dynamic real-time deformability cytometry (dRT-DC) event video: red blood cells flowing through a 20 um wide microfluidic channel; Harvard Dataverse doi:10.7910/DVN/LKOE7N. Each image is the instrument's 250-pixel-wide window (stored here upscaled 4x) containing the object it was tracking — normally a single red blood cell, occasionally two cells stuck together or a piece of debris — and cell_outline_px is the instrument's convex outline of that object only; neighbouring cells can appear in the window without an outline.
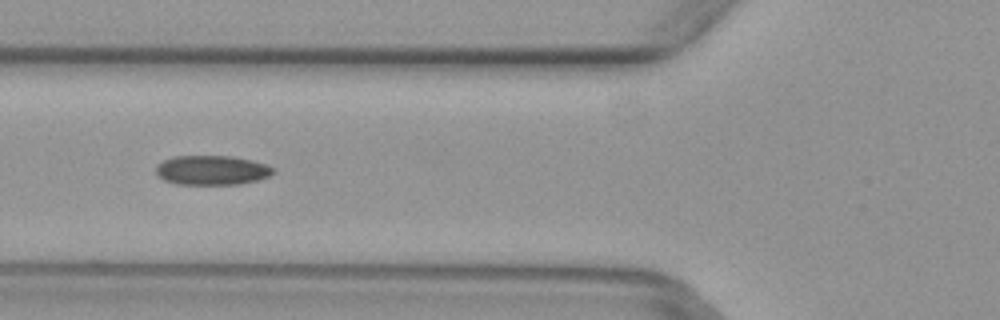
{"species": "common noctule bat (a hibernating species)", "species_latin": "Nyctalus noctula", "temperature_condition": "warm", "stored_images_in_passage": 4, "camera_frame_rate_fps": 3000, "um_per_image_px": 0.085, "animal": {"sex": "female", "body_mass_g": 29.2, "forearm_length_mm": 56.3}, "frame": {"image": 1, "passage_image": 4, "time_ms": 1.0, "image_size_px": [1000, 320], "cell_outline_px": [[276, 172], [268, 176], [256, 180], [240, 184], [176, 184], [164, 180], [156, 172], [156, 164], [172, 156], [232, 156], [252, 160], [276, 168]], "centroid_in_image_um": [18.01, 14.46], "position_along_channel_um": 107.8, "area_um2": 20.17}}